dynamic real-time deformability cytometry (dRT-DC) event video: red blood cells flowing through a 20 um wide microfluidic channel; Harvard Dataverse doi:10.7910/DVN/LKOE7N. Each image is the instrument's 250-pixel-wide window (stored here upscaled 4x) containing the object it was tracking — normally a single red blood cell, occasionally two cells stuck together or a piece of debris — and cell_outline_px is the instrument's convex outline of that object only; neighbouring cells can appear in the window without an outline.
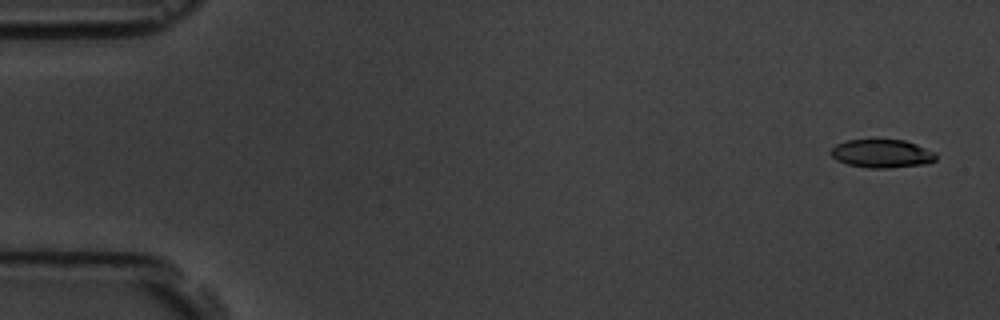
{"species": "common noctule bat (a hibernating species)", "species_latin": "Nyctalus noctula", "temperature_condition": "room temperature", "stored_images_in_passage": 5, "camera_frame_rate_fps": 3000, "um_per_image_px": 0.085, "animal": {"sex": "male", "body_mass_g": 19.5, "forearm_length_mm": 54.6}, "frame": {"image": 1, "passage_image": 1, "time_ms": 0.0, "image_size_px": [1000, 320], "cell_outline_px": [[936, 160], [928, 164], [888, 168], [868, 168], [848, 164], [836, 160], [828, 152], [836, 144], [848, 140], [872, 136], [904, 140], [916, 144], [936, 152]], "centroid_in_image_um": [74.94, 13.01], "position_along_channel_um": 10.1, "area_um2": 18.26}}
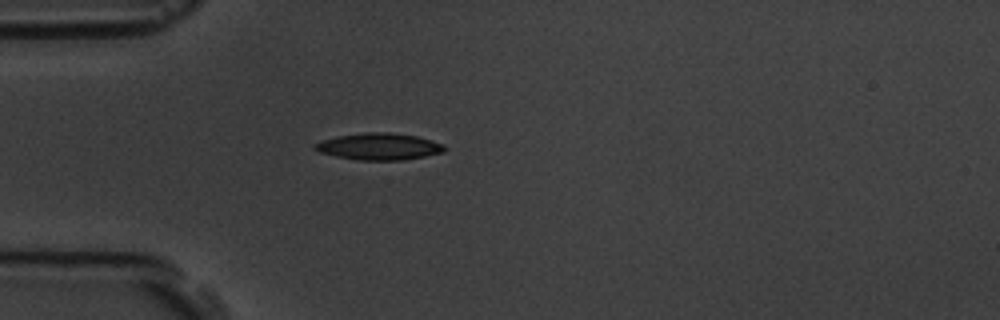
{"frame": {"image": 2, "passage_image": 5, "time_ms": 4.667, "image_size_px": [1000, 320], "cell_outline_px": [[444, 152], [404, 160], [356, 160], [336, 156], [320, 152], [312, 148], [312, 144], [336, 136], [364, 132], [388, 132], [416, 136], [432, 140], [444, 144]], "centroid_in_image_um": [32.19, 12.45], "position_along_channel_um": 52.8, "area_um2": 20.23}}